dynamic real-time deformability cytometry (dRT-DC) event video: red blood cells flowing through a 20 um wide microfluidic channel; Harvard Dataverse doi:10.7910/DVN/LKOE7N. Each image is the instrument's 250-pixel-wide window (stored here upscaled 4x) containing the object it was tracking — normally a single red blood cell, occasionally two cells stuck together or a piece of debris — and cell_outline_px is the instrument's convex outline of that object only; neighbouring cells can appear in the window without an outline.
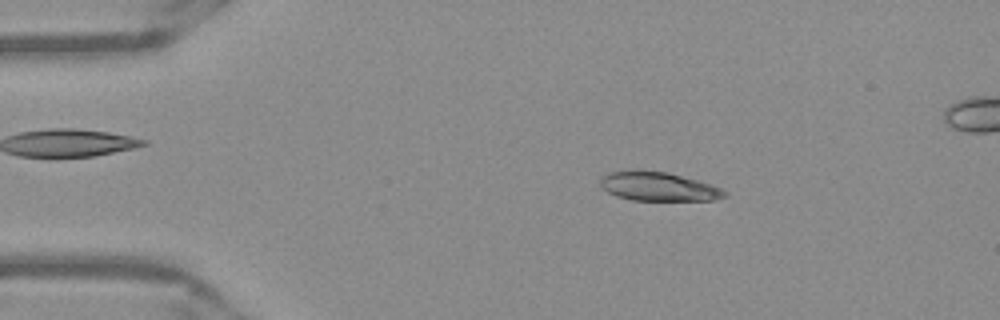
{"species": "Egyptian fruit bat (a non-hibernating species)", "species_latin": "Rousettus aegyptiacus", "temperature_condition": "warm", "stored_images_in_passage": 51, "camera_frame_rate_fps": 3000, "um_per_image_px": 0.085, "frame": {"image": 1, "passage_image": 8, "time_ms": 2.333, "image_size_px": [1000, 320], "cell_outline_px": [[728, 192], [724, 196], [716, 200], [632, 200], [616, 196], [608, 192], [600, 184], [600, 180], [608, 172], [668, 172], [712, 184]], "centroid_in_image_um": [56.02, 15.88], "position_along_channel_um": 29.0, "area_um2": 20.35}}
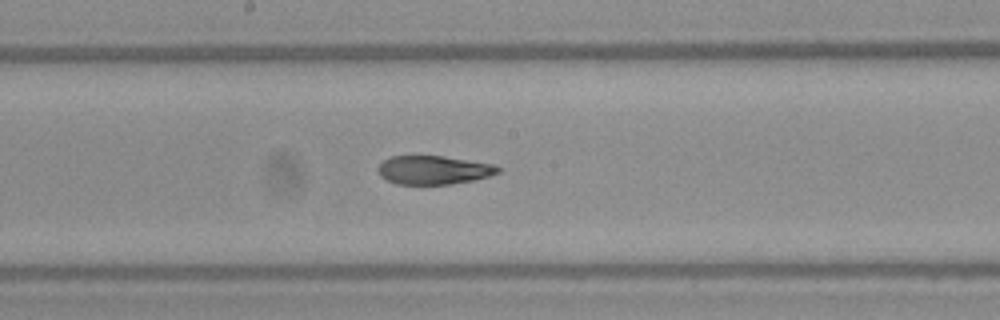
{"frame": {"image": 2, "passage_image": 26, "time_ms": 8.333, "image_size_px": [1000, 320], "cell_outline_px": [[500, 172], [488, 176], [472, 180], [452, 184], [396, 184], [380, 176], [376, 168], [384, 160], [392, 156], [444, 156], [496, 164], [500, 168]], "centroid_in_image_um": [36.86, 14.44], "position_along_channel_um": 211.3, "area_um2": 20.06}}
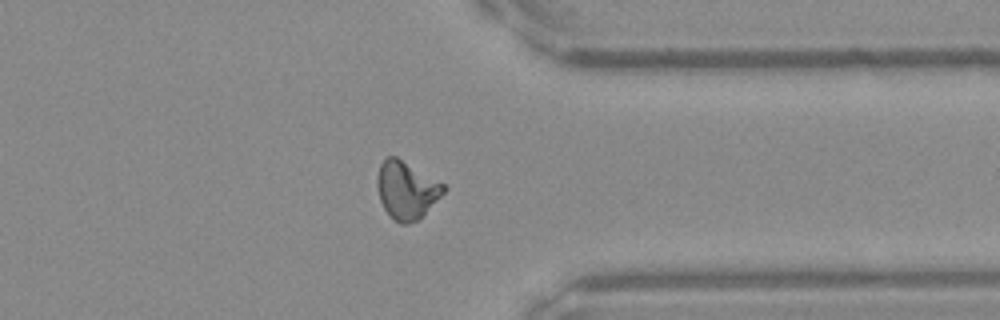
{"frame": {"image": 3, "passage_image": 39, "time_ms": 12.667, "image_size_px": [1000, 320], "cell_outline_px": [[448, 188], [416, 220], [408, 224], [400, 224], [384, 208], [380, 200], [376, 184], [380, 164], [388, 156], [396, 156], [444, 184]], "centroid_in_image_um": [34.53, 16.13], "position_along_channel_um": 376.9, "area_um2": 21.73}, "authors_computed_cell_mechanics": {"area_um2": 21.5594, "velocity_mm_per_s": 3.9481, "shape_relaxation_time_tau1_ms": 6.4618, "shape_relaxation_time_tau2_ms": 1.9889, "deformation_change_tau1": 0.2404, "deformation_change_tau2": 0.0931}}